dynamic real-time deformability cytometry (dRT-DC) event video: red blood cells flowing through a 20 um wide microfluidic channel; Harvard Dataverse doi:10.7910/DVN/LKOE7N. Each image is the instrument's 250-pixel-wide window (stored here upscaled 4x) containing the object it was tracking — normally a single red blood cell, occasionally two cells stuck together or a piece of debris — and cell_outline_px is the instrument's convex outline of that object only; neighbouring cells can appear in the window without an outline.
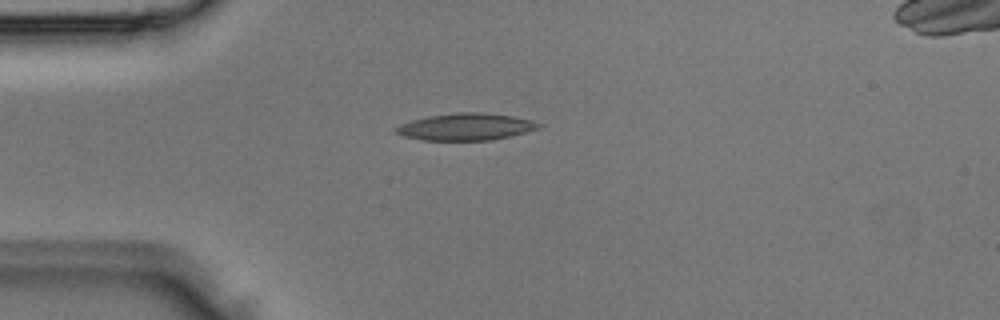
{"species": "Egyptian fruit bat (a non-hibernating species)", "species_latin": "Rousettus aegyptiacus", "temperature_condition": "room temperature", "stored_images_in_passage": 3, "camera_frame_rate_fps": 3000, "um_per_image_px": 0.085, "animal": {"sex": "male"}, "frame": {"image": 1, "passage_image": 3, "time_ms": 0.667, "image_size_px": [1000, 320], "cell_outline_px": [[544, 124], [540, 128], [512, 136], [492, 140], [420, 140], [404, 136], [396, 132], [392, 128], [400, 124], [412, 120], [428, 116], [460, 112], [484, 112], [512, 116]], "centroid_in_image_um": [39.59, 10.78], "position_along_channel_um": 45.4, "area_um2": 22.48}}